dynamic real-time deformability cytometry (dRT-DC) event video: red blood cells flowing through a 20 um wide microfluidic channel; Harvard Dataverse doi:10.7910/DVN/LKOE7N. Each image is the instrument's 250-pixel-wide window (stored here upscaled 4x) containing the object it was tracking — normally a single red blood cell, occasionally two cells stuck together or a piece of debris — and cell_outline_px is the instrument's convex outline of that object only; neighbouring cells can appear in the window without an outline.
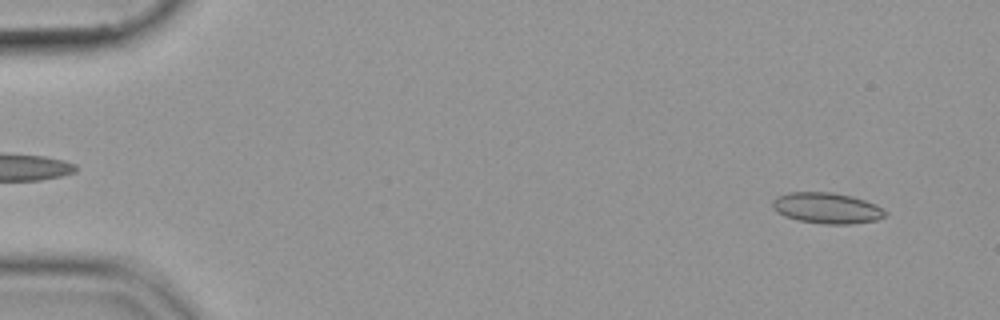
{"species": "common noctule bat (a hibernating species)", "species_latin": "Nyctalus noctula", "temperature_condition": "cold", "stored_images_in_passage": 54, "camera_frame_rate_fps": 3000, "um_per_image_px": 0.085, "animal": {"sex": "female", "body_mass_g": 19.9}, "frame": {"image": 1, "passage_image": 4, "time_ms": 1.0, "image_size_px": [1000, 320], "cell_outline_px": [[888, 216], [876, 220], [852, 224], [824, 224], [796, 220], [784, 216], [776, 212], [772, 208], [772, 200], [776, 196], [788, 192], [832, 192], [852, 196], [876, 204], [888, 212]], "centroid_in_image_um": [70.28, 17.69], "position_along_channel_um": 14.7, "area_um2": 20.63}}
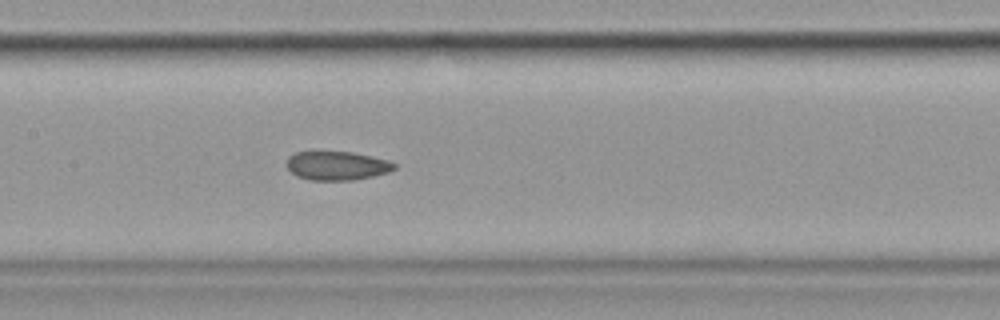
{"frame": {"image": 2, "passage_image": 27, "time_ms": 8.667, "image_size_px": [1000, 320], "cell_outline_px": [[396, 168], [388, 172], [372, 176], [352, 180], [308, 180], [296, 176], [284, 164], [288, 156], [296, 152], [352, 152], [388, 160], [396, 164]], "centroid_in_image_um": [28.6, 14.09], "position_along_channel_um": 178.8, "area_um2": 18.09}}
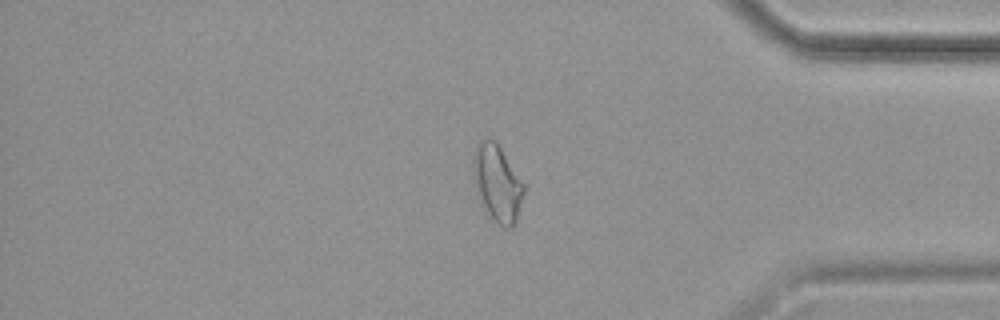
{"frame": {"image": 3, "passage_image": 46, "time_ms": 15.0, "image_size_px": [1000, 320], "cell_outline_px": [[524, 192], [516, 220], [512, 228], [504, 228], [488, 216], [484, 212], [480, 204], [472, 180], [472, 156], [476, 144], [480, 140], [488, 136], [496, 140], [524, 184]], "centroid_in_image_um": [42.2, 15.54], "position_along_channel_um": 393.0, "area_um2": 23.35}}